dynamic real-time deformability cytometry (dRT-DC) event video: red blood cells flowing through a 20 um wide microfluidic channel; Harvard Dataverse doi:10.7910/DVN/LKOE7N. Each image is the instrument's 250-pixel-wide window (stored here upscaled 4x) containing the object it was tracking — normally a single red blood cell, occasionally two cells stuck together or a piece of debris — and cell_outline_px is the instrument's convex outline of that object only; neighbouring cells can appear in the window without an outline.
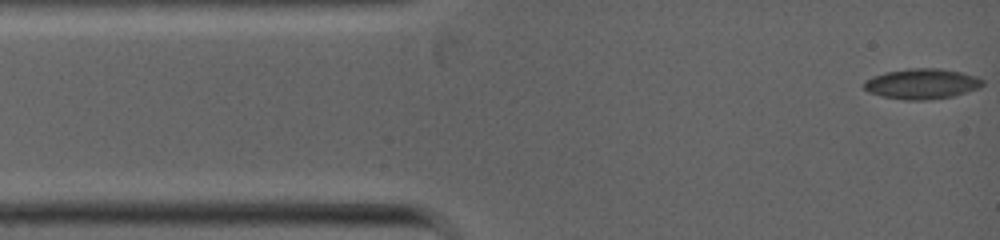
{"species": "common noctule bat (a hibernating species)", "species_latin": "Nyctalus noctula", "temperature_condition": "warm", "stored_images_in_passage": 9, "camera_frame_rate_fps": 5000, "um_per_image_px": 0.085, "animal": {"sex": "female", "body_mass_g": 19.0, "forearm_length_mm": 53.3}, "frame": {"image": 1, "passage_image": 1, "time_ms": 0.0, "image_size_px": [1000, 240], "cell_outline_px": [[984, 84], [980, 88], [952, 96], [928, 100], [904, 100], [880, 96], [868, 92], [864, 88], [864, 80], [872, 76], [884, 72], [908, 68], [940, 68], [960, 72], [976, 76], [984, 80]], "centroid_in_image_um": [78.34, 7.12], "position_along_channel_um": 6.7, "area_um2": 21.21}}
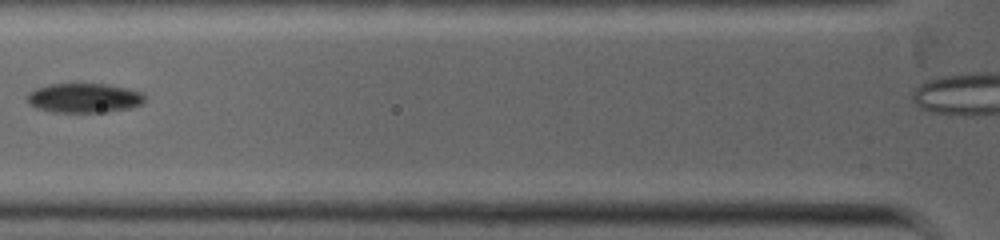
{"frame": {"image": 2, "passage_image": 8, "time_ms": 3.6, "image_size_px": [1000, 240], "cell_outline_px": [[144, 100], [140, 104], [128, 108], [108, 112], [52, 112], [36, 108], [28, 104], [28, 92], [36, 88], [48, 84], [104, 84], [128, 88], [140, 92], [144, 96]], "centroid_in_image_um": [7.1, 8.33], "position_along_channel_um": 118.7, "area_um2": 20.11}}
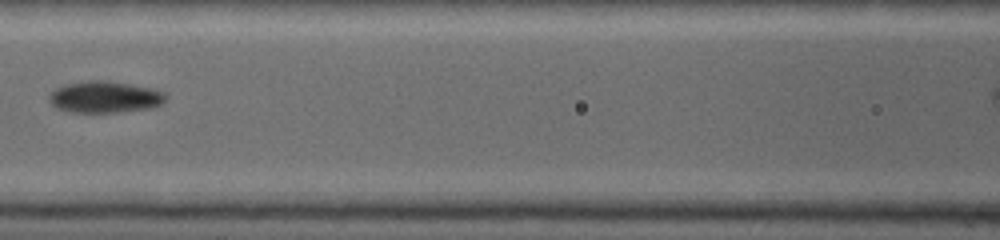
{"frame": {"image": 3, "passage_image": 9, "time_ms": 4.4, "image_size_px": [1000, 240], "cell_outline_px": [[164, 100], [160, 104], [152, 108], [120, 112], [72, 112], [56, 108], [48, 100], [48, 96], [56, 88], [64, 84], [88, 80], [108, 80], [152, 88], [164, 92]], "centroid_in_image_um": [8.88, 8.24], "position_along_channel_um": 157.7, "area_um2": 21.5}}